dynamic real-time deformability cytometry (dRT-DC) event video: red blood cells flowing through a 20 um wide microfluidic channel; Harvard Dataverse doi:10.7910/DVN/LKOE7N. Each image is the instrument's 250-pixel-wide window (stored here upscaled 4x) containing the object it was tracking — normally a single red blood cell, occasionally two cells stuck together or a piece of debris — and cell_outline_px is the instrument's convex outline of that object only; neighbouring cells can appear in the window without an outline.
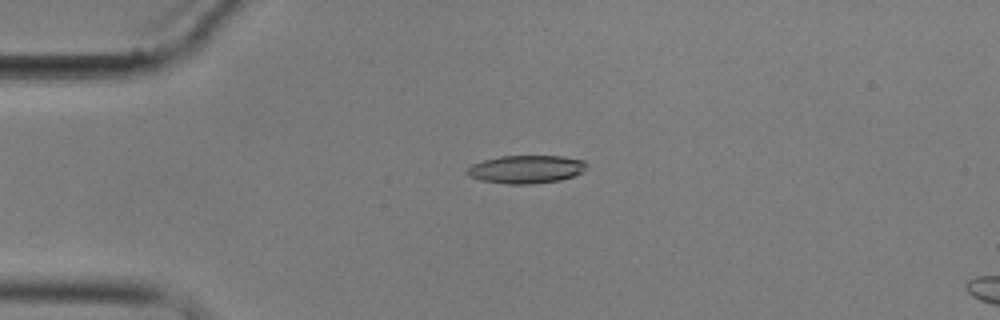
{"species": "common noctule bat (a hibernating species)", "species_latin": "Nyctalus noctula", "temperature_condition": "cold", "stored_images_in_passage": 6, "camera_frame_rate_fps": 3000, "um_per_image_px": 0.085, "animal": {"sex": "male", "body_mass_g": 17.9}, "frame": {"image": 1, "passage_image": 4, "time_ms": 3.333, "image_size_px": [1000, 320], "cell_outline_px": [[588, 164], [584, 172], [560, 180], [532, 184], [508, 184], [480, 180], [468, 176], [464, 172], [472, 164], [484, 160], [500, 156], [564, 156], [584, 160]], "centroid_in_image_um": [44.73, 14.39], "position_along_channel_um": 40.3, "area_um2": 19.71}}
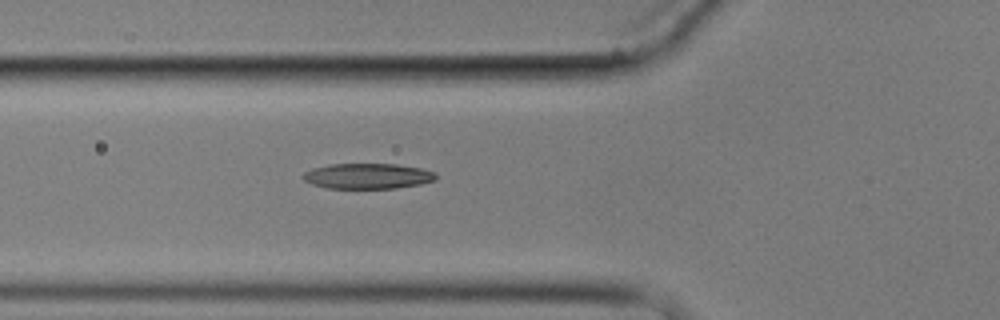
{"frame": {"image": 2, "passage_image": 6, "time_ms": 5.667, "image_size_px": [1000, 320], "cell_outline_px": [[436, 180], [420, 184], [396, 188], [328, 188], [312, 184], [304, 180], [300, 176], [304, 172], [312, 168], [328, 164], [396, 164], [424, 168], [436, 172]], "centroid_in_image_um": [31.26, 14.96], "position_along_channel_um": 94.5, "area_um2": 19.88}}